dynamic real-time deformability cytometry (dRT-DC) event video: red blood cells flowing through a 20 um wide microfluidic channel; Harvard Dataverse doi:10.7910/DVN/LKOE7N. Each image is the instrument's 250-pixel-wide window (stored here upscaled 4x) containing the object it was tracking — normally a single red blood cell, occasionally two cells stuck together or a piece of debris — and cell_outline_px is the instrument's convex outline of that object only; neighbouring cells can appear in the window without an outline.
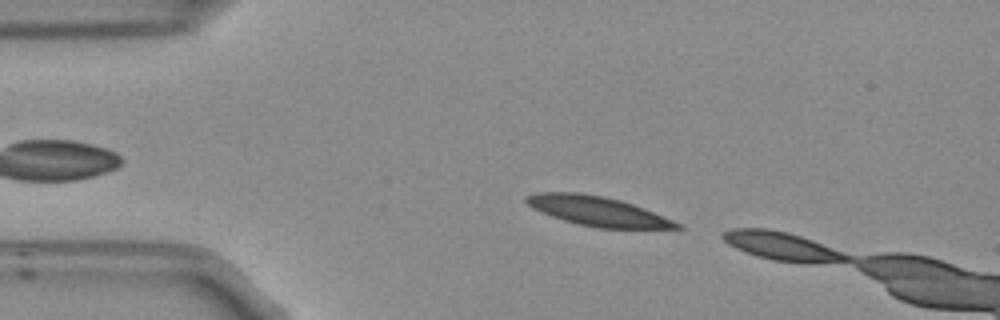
{"species": "Egyptian fruit bat (a non-hibernating species)", "species_latin": "Rousettus aegyptiacus", "temperature_condition": "room temperature", "stored_images_in_passage": 6, "camera_frame_rate_fps": 3000, "um_per_image_px": 0.085, "frame": {"image": 1, "passage_image": 2, "time_ms": 0.333, "image_size_px": [1000, 320], "cell_outline_px": [[684, 228], [596, 228], [564, 220], [552, 216], [532, 208], [524, 200], [524, 196], [536, 192], [580, 192], [604, 196], [620, 200], [644, 208], [672, 220], [680, 224]], "centroid_in_image_um": [50.74, 17.93], "position_along_channel_um": 34.3, "area_um2": 25.66}}